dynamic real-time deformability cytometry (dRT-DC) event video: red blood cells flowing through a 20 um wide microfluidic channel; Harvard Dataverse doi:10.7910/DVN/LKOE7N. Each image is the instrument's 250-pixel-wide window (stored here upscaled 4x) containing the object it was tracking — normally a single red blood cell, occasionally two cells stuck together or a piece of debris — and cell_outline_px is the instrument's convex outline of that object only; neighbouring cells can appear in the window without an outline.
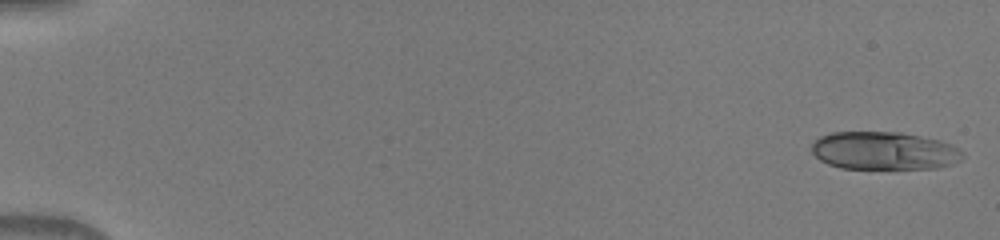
{"species": "human", "species_latin": "Homo sapiens", "temperature_condition": "warm", "stored_images_in_passage": 49, "camera_frame_rate_fps": 3000, "um_per_image_px": 0.085, "donor": {"sex": "male"}, "frame": {"image": 1, "passage_image": 1, "time_ms": 0.0, "image_size_px": [1000, 240], "cell_outline_px": [[964, 156], [960, 160], [952, 164], [940, 168], [840, 168], [828, 164], [820, 160], [812, 152], [812, 144], [820, 136], [832, 132], [900, 132], [940, 140], [952, 144], [960, 148], [964, 152]], "centroid_in_image_um": [75.18, 12.81], "position_along_channel_um": 9.8, "area_um2": 33.52}}
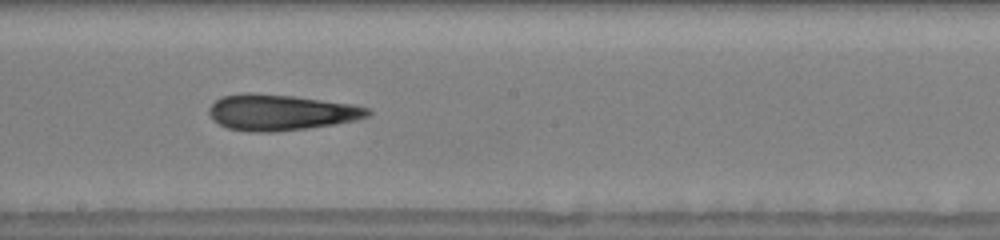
{"frame": {"image": 2, "passage_image": 29, "time_ms": 9.333, "image_size_px": [1000, 240], "cell_outline_px": [[372, 112], [368, 116], [356, 120], [336, 124], [308, 128], [276, 132], [248, 132], [228, 128], [212, 120], [208, 112], [208, 108], [220, 96], [240, 92], [252, 92], [296, 96], [352, 104], [368, 108]], "centroid_in_image_um": [23.83, 9.54], "position_along_channel_um": 224.4, "area_um2": 33.7}}
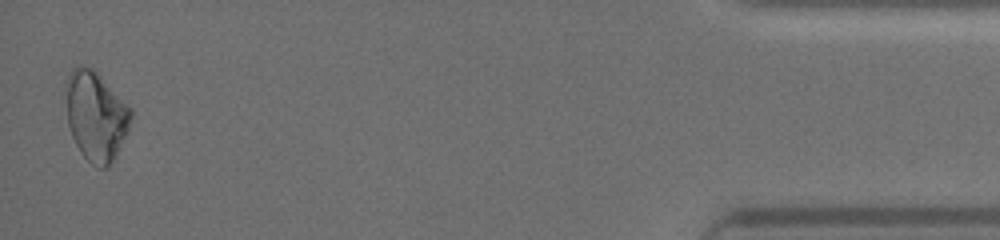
{"frame": {"image": 3, "passage_image": 49, "time_ms": 16.0, "image_size_px": [1000, 240], "cell_outline_px": [[132, 116], [128, 128], [116, 156], [104, 168], [100, 168], [92, 164], [80, 152], [72, 136], [68, 124], [64, 80], [68, 72], [76, 64], [80, 64], [92, 68], [132, 108]], "centroid_in_image_um": [8.11, 9.8], "position_along_channel_um": 427.1, "area_um2": 33.93}}